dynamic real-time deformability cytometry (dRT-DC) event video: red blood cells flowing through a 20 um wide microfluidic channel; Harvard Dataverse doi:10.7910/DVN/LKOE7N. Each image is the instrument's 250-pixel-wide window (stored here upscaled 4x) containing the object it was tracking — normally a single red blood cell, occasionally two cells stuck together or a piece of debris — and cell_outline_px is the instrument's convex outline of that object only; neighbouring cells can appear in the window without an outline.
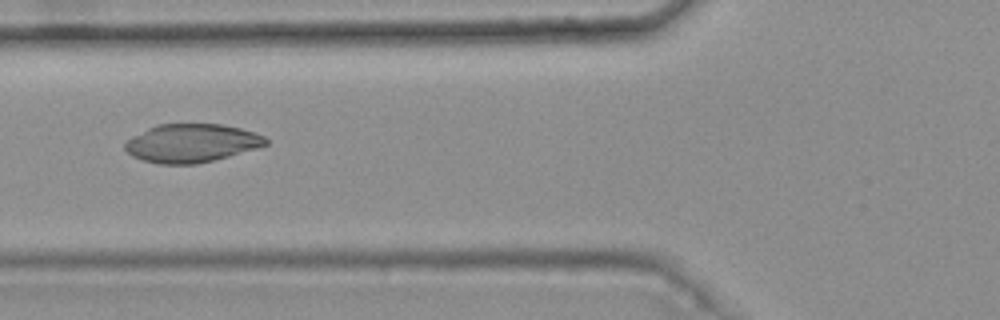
{"species": "common noctule bat (a hibernating species)", "species_latin": "Nyctalus noctula", "temperature_condition": "warm", "stored_images_in_passage": 10, "camera_frame_rate_fps": 3000, "um_per_image_px": 0.085, "animal": {"sex": "female", "body_mass_g": 25.1}, "frame": {"image": 1, "passage_image": 6, "time_ms": 1.667, "image_size_px": [1000, 320], "cell_outline_px": [[268, 144], [256, 148], [228, 156], [196, 164], [160, 164], [144, 160], [132, 156], [124, 148], [124, 144], [132, 136], [156, 124], [220, 124], [240, 128], [256, 132], [264, 136], [268, 140]], "centroid_in_image_um": [16.28, 12.16], "position_along_channel_um": 109.5, "area_um2": 31.33}}
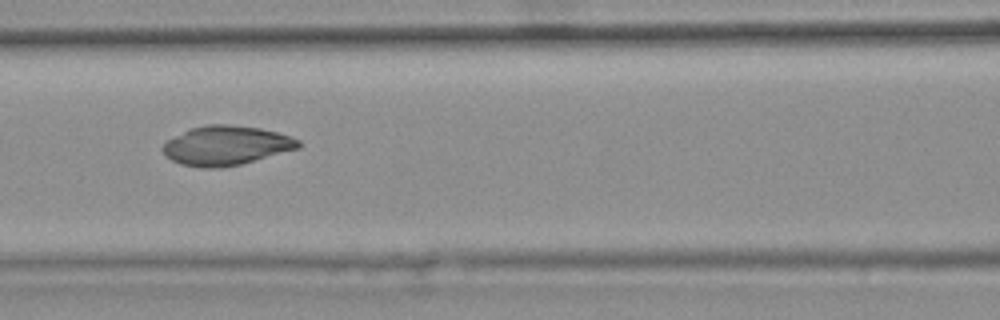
{"frame": {"image": 2, "passage_image": 7, "time_ms": 2.0, "image_size_px": [1000, 320], "cell_outline_px": [[300, 148], [240, 164], [220, 168], [200, 168], [180, 164], [164, 156], [160, 148], [168, 140], [192, 128], [208, 124], [228, 124], [260, 128], [292, 136], [300, 140]], "centroid_in_image_um": [19.22, 12.38], "position_along_channel_um": 147.4, "area_um2": 31.1}}